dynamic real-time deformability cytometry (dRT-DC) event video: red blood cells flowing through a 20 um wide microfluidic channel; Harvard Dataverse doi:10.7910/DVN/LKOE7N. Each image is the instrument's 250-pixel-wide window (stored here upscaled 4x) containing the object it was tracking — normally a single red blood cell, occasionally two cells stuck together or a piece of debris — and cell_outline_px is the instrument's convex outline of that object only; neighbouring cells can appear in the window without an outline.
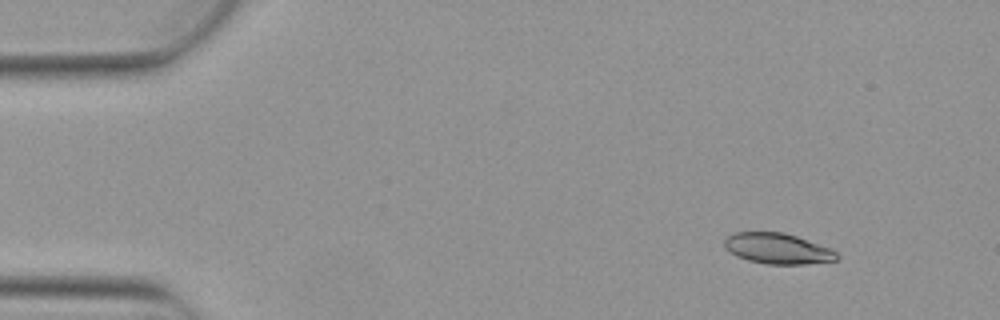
{"species": "Egyptian fruit bat (a non-hibernating species)", "species_latin": "Rousettus aegyptiacus", "temperature_condition": "warm", "stored_images_in_passage": 4, "camera_frame_rate_fps": 3000, "um_per_image_px": 0.085, "animal": {"sex": "female"}, "frame": {"image": 1, "passage_image": 2, "time_ms": 0.333, "image_size_px": [1000, 320], "cell_outline_px": [[840, 256], [836, 260], [804, 264], [764, 264], [748, 260], [736, 256], [724, 248], [724, 240], [728, 236], [736, 232], [784, 232], [832, 248]], "centroid_in_image_um": [66.1, 21.13], "position_along_channel_um": 18.9, "area_um2": 20.17}}
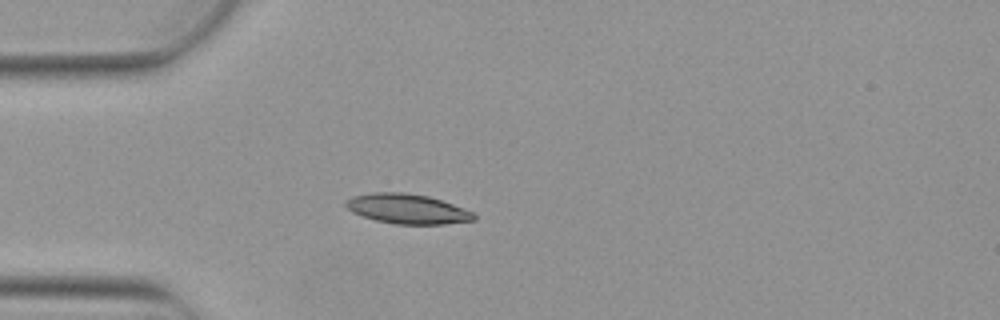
{"frame": {"image": 2, "passage_image": 4, "time_ms": 1.0, "image_size_px": [1000, 320], "cell_outline_px": [[476, 220], [444, 224], [396, 224], [376, 220], [360, 216], [352, 212], [344, 204], [344, 200], [352, 196], [372, 192], [404, 192], [428, 196], [464, 208], [472, 212], [476, 216]], "centroid_in_image_um": [34.58, 17.75], "position_along_channel_um": 50.4, "area_um2": 22.31}}